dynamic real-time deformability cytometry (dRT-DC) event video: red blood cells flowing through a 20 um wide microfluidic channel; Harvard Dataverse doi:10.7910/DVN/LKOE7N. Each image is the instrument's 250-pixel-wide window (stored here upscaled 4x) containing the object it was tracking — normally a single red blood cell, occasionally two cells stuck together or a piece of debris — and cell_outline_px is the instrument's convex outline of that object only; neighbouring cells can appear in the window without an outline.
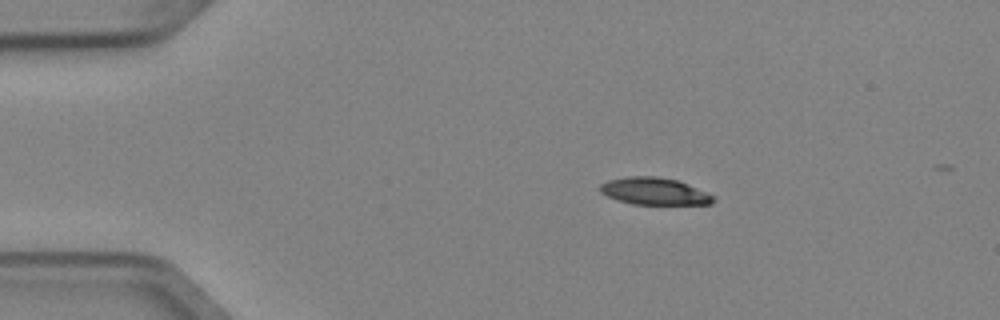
{"species": "Egyptian fruit bat (a non-hibernating species)", "species_latin": "Rousettus aegyptiacus", "temperature_condition": "cold", "stored_images_in_passage": 3, "camera_frame_rate_fps": 3000, "um_per_image_px": 0.085, "animal": {"sex": "female"}, "frame": {"image": 1, "passage_image": 1, "time_ms": 0.0, "image_size_px": [1000, 320], "cell_outline_px": [[716, 200], [712, 204], [632, 204], [616, 200], [600, 192], [600, 184], [608, 180], [628, 176], [656, 176], [676, 180], [688, 184], [716, 196]], "centroid_in_image_um": [55.64, 16.26], "position_along_channel_um": 29.4, "area_um2": 17.98}}
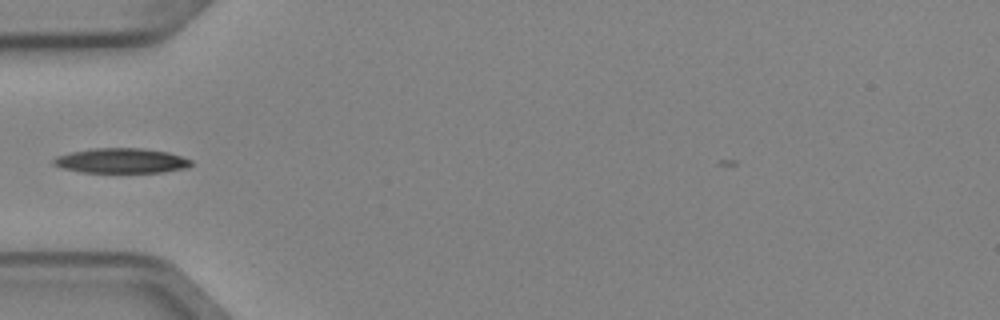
{"frame": {"image": 2, "passage_image": 3, "time_ms": 0.667, "image_size_px": [1000, 320], "cell_outline_px": [[192, 164], [188, 168], [160, 172], [80, 172], [64, 168], [52, 164], [52, 160], [56, 156], [72, 152], [92, 148], [144, 148], [168, 152], [192, 160]], "centroid_in_image_um": [10.32, 13.65], "position_along_channel_um": 74.7, "area_um2": 19.94}}